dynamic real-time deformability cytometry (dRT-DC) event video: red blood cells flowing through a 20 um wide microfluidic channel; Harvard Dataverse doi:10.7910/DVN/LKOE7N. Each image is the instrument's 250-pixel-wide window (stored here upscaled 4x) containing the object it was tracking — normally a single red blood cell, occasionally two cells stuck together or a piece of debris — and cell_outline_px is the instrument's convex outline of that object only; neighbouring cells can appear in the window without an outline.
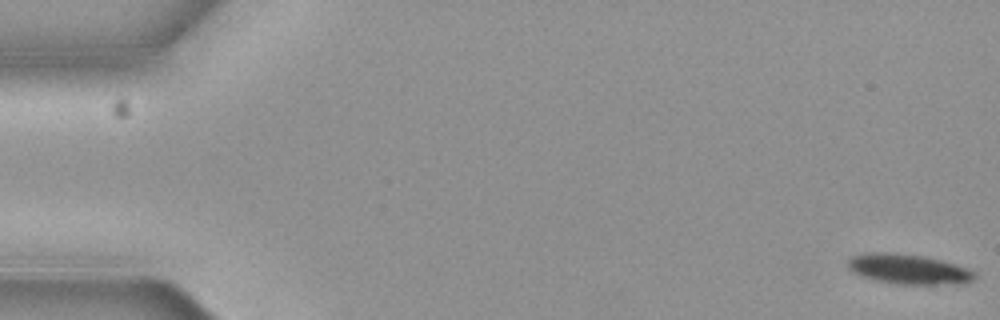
{"species": "common noctule bat (a hibernating species)", "species_latin": "Nyctalus noctula", "temperature_condition": "cold", "stored_images_in_passage": 7, "camera_frame_rate_fps": 3000, "um_per_image_px": 0.085, "animal": {"sex": "female", "body_mass_g": 19.3, "forearm_length_mm": 54.1}, "frame": {"image": 1, "passage_image": 1, "time_ms": 0.0, "image_size_px": [1000, 320], "cell_outline_px": [[976, 276], [972, 280], [964, 284], [896, 284], [876, 280], [860, 276], [852, 272], [848, 268], [848, 260], [852, 256], [868, 252], [888, 252], [924, 256], [972, 268], [976, 272]], "centroid_in_image_um": [77.25, 22.88], "position_along_channel_um": 7.7, "area_um2": 22.43}}
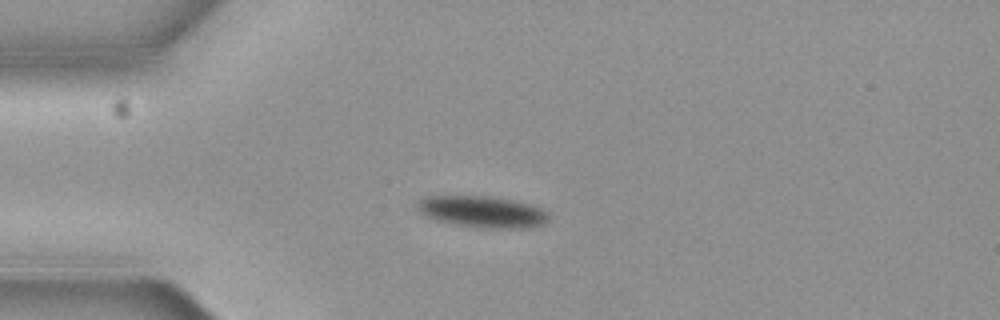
{"frame": {"image": 2, "passage_image": 5, "time_ms": 1.333, "image_size_px": [1000, 320], "cell_outline_px": [[548, 220], [544, 224], [532, 228], [480, 228], [456, 224], [436, 220], [420, 212], [416, 204], [420, 200], [428, 196], [488, 196], [512, 200], [532, 204], [548, 212]], "centroid_in_image_um": [41.05, 18.01], "position_along_channel_um": 43.9, "area_um2": 24.1}}
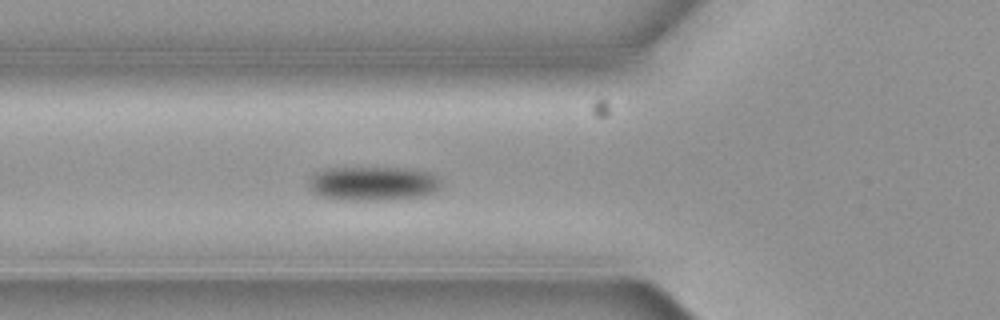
{"frame": {"image": 3, "passage_image": 7, "time_ms": 2.0, "image_size_px": [1000, 320], "cell_outline_px": [[440, 188], [436, 192], [420, 196], [384, 200], [340, 200], [320, 196], [312, 192], [308, 188], [308, 180], [316, 172], [332, 168], [396, 168], [428, 172], [436, 176], [440, 180]], "centroid_in_image_um": [31.66, 15.61], "position_along_channel_um": 94.1, "area_um2": 26.3}}